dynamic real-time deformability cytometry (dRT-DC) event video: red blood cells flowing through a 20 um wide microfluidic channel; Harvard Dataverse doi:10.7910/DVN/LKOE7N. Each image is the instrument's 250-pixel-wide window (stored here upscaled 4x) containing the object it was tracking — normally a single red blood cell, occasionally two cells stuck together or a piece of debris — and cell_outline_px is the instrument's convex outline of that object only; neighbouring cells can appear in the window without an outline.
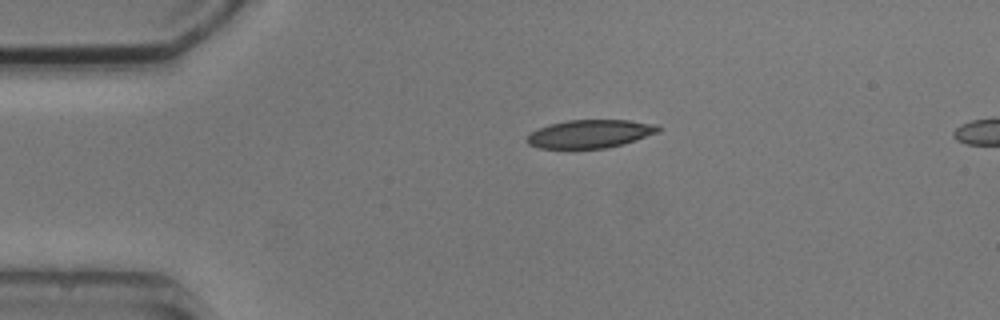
{"species": "common noctule bat (a hibernating species)", "species_latin": "Nyctalus noctula", "temperature_condition": "cold", "stored_images_in_passage": 2, "camera_frame_rate_fps": 3000, "um_per_image_px": 0.085, "animal": {"sex": "male", "body_mass_g": 20.5, "forearm_length_mm": 52.5}, "frame": {"image": 1, "passage_image": 1, "time_ms": 0.0, "image_size_px": [1000, 320], "cell_outline_px": [[660, 132], [624, 144], [604, 148], [540, 148], [528, 144], [524, 140], [532, 132], [540, 128], [552, 124], [568, 120], [628, 120], [660, 124]], "centroid_in_image_um": [50.21, 11.37], "position_along_channel_um": 34.8, "area_um2": 21.56}}